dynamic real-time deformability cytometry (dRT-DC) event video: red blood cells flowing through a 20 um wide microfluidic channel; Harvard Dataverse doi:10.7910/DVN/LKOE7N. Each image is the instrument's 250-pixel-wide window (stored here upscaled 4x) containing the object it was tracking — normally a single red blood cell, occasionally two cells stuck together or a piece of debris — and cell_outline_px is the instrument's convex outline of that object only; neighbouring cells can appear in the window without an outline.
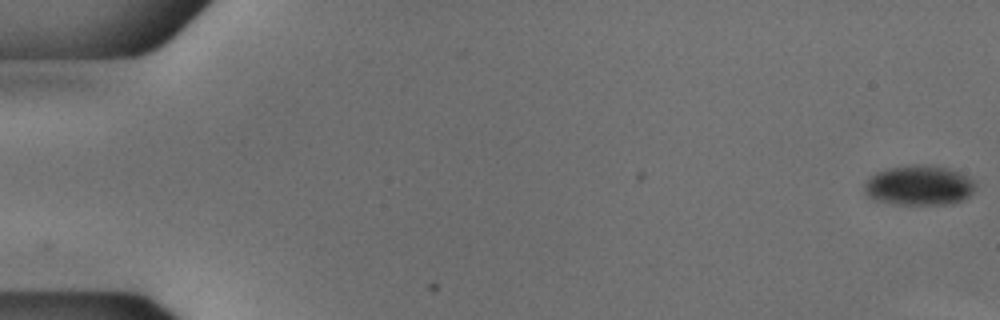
{"species": "common noctule bat (a hibernating species)", "species_latin": "Nyctalus noctula", "temperature_condition": "cold", "stored_images_in_passage": 13, "camera_frame_rate_fps": 3000, "um_per_image_px": 0.085, "animal": {"sex": "male", "body_mass_g": 18.8}, "frame": {"image": 1, "passage_image": 1, "time_ms": 0.0, "image_size_px": [1000, 320], "cell_outline_px": [[976, 188], [964, 200], [952, 204], [892, 204], [872, 200], [864, 192], [864, 184], [876, 172], [888, 168], [916, 164], [920, 164], [948, 168], [968, 176], [976, 184]], "centroid_in_image_um": [78.12, 15.77], "position_along_channel_um": 6.9, "area_um2": 25.95}}